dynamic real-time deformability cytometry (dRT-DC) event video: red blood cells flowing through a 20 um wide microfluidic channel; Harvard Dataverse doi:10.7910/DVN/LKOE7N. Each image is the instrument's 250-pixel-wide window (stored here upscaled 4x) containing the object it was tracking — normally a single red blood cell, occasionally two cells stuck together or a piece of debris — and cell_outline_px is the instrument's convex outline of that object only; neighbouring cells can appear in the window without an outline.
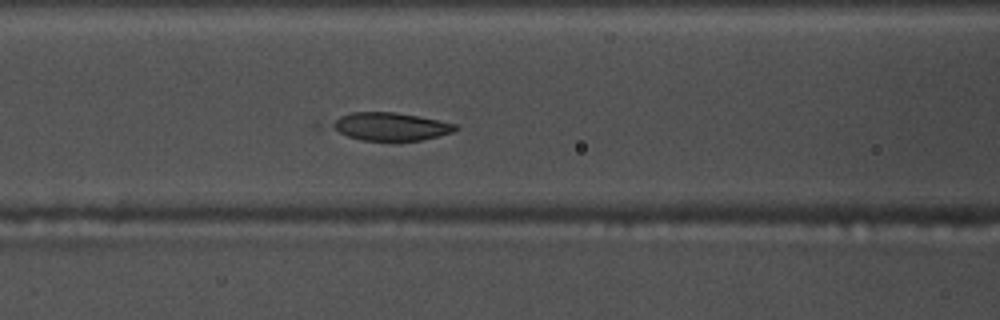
{"species": "common noctule bat (a hibernating species)", "species_latin": "Nyctalus noctula", "temperature_condition": "warm", "stored_images_in_passage": 32, "camera_frame_rate_fps": 3000, "um_per_image_px": 0.085, "animal": {"sex": "male", "body_mass_g": 17.5, "forearm_length_mm": 52.3}, "frame": {"image": 1, "passage_image": 19, "time_ms": 6.0, "image_size_px": [1000, 320], "cell_outline_px": [[460, 128], [452, 132], [420, 140], [360, 140], [348, 136], [332, 128], [328, 124], [340, 116], [352, 112], [392, 112], [416, 116], [456, 124]], "centroid_in_image_um": [33.15, 10.75], "position_along_channel_um": 133.5, "area_um2": 19.77}}